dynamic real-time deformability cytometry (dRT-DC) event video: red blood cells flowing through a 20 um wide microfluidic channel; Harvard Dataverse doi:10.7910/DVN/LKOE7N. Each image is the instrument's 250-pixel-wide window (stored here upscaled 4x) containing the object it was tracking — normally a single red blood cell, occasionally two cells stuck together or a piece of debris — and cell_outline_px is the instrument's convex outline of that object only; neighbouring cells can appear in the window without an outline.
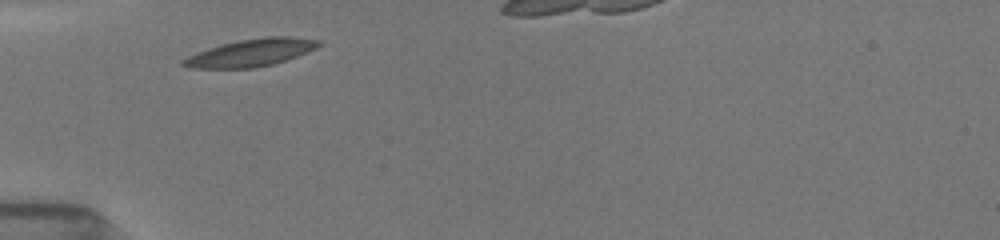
{"species": "common noctule bat (a hibernating species)", "species_latin": "Nyctalus noctula", "temperature_condition": "room temperature", "stored_images_in_passage": 30, "camera_frame_rate_fps": 3000, "um_per_image_px": 0.085, "animal": {"sex": "female", "body_mass_g": 19.5, "forearm_length_mm": 54.1}, "frame": {"image": 1, "passage_image": 1, "time_ms": 0.0, "image_size_px": [1000, 240], "cell_outline_px": [[324, 44], [316, 48], [296, 56], [272, 64], [252, 68], [192, 68], [180, 64], [180, 60], [196, 52], [220, 44], [240, 40], [264, 36], [292, 36], [320, 40]], "centroid_in_image_um": [21.33, 4.46], "position_along_channel_um": 63.7, "area_um2": 21.68}}
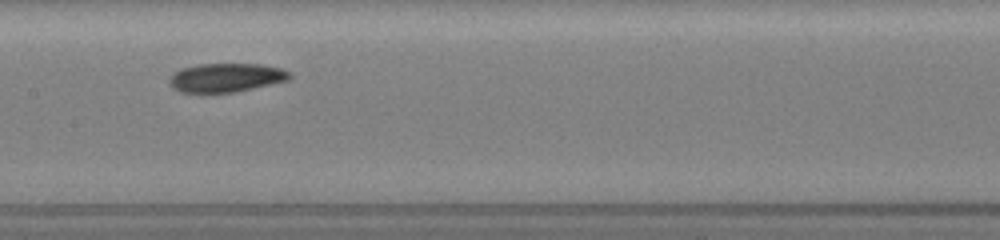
{"frame": {"image": 2, "passage_image": 11, "time_ms": 3.333, "image_size_px": [1000, 240], "cell_outline_px": [[292, 76], [288, 80], [236, 92], [180, 92], [172, 88], [168, 84], [168, 76], [172, 72], [180, 68], [200, 64], [260, 64], [280, 68], [292, 72]], "centroid_in_image_um": [19.17, 6.59], "position_along_channel_um": 188.2, "area_um2": 20.4}}
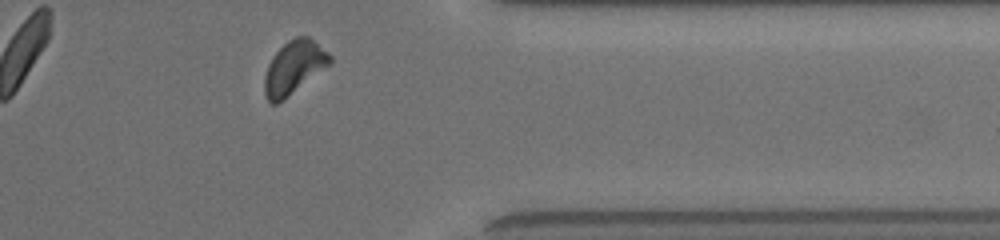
{"frame": {"image": 3, "passage_image": 27, "time_ms": 8.667, "image_size_px": [1000, 240], "cell_outline_px": [[332, 64], [276, 104], [272, 104], [268, 100], [264, 92], [264, 76], [268, 64], [272, 56], [288, 40], [296, 36], [308, 36], [328, 52], [332, 56]], "centroid_in_image_um": [25.0, 5.71], "position_along_channel_um": 386.4, "area_um2": 20.17}}